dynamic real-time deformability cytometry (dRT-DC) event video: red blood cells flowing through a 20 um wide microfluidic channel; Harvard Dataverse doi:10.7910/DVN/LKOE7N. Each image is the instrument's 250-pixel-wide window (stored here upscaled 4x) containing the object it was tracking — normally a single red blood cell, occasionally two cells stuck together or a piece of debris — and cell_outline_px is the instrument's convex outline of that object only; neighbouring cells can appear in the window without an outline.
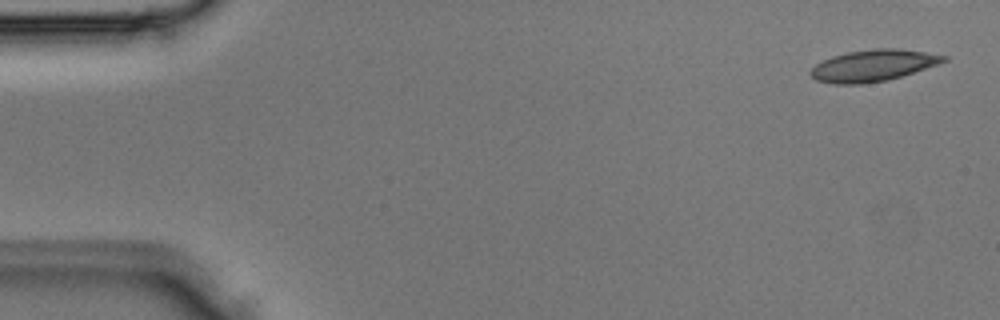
{"species": "Egyptian fruit bat (a non-hibernating species)", "species_latin": "Rousettus aegyptiacus", "temperature_condition": "room temperature", "stored_images_in_passage": 4, "camera_frame_rate_fps": 3000, "um_per_image_px": 0.085, "animal": {"sex": "male"}, "frame": {"image": 1, "passage_image": 1, "time_ms": 0.0, "image_size_px": [1000, 320], "cell_outline_px": [[948, 60], [888, 80], [860, 84], [832, 84], [816, 80], [808, 72], [816, 64], [832, 56], [848, 52], [872, 48], [896, 48], [924, 52], [948, 56]], "centroid_in_image_um": [74.17, 5.57], "position_along_channel_um": 10.8, "area_um2": 24.22}}